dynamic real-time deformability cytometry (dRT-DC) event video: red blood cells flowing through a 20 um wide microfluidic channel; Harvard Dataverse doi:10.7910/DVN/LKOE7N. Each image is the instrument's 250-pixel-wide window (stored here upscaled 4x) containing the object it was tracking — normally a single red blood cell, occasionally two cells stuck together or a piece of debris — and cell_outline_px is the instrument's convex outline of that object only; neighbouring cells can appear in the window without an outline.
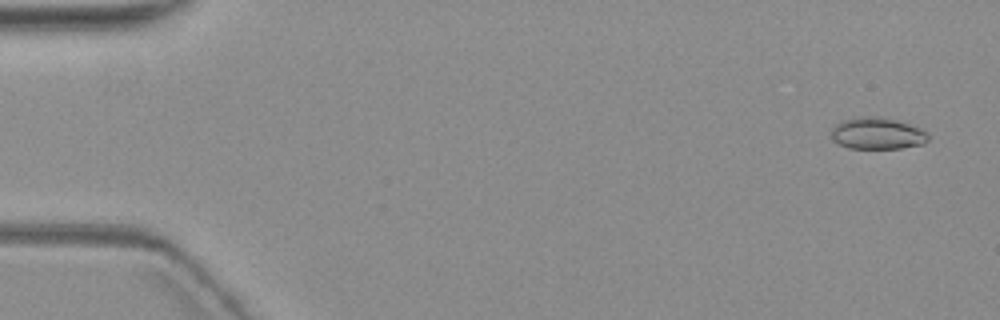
{"species": "common noctule bat (a hibernating species)", "species_latin": "Nyctalus noctula", "temperature_condition": "warm", "stored_images_in_passage": 5, "camera_frame_rate_fps": 3000, "um_per_image_px": 0.085, "animal": {"sex": "female", "body_mass_g": 19.3, "forearm_length_mm": 54.1}, "frame": {"image": 1, "passage_image": 1, "time_ms": 0.0, "image_size_px": [1000, 320], "cell_outline_px": [[928, 140], [924, 144], [900, 148], [848, 148], [832, 140], [832, 128], [840, 120], [860, 116], [876, 116], [896, 120], [920, 128], [928, 132]], "centroid_in_image_um": [74.56, 11.33], "position_along_channel_um": 10.4, "area_um2": 17.98}}
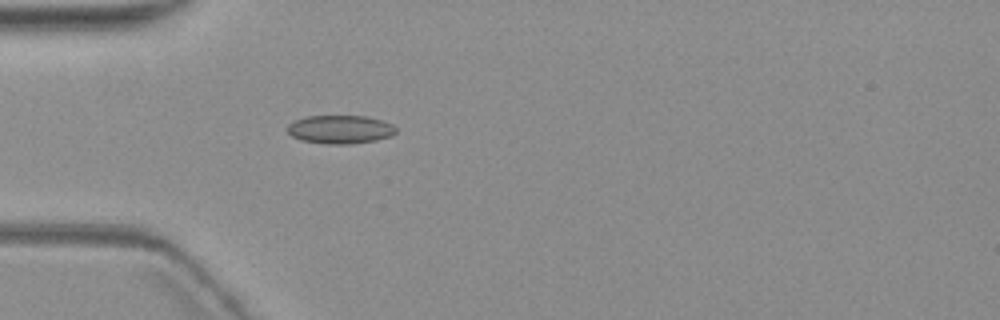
{"frame": {"image": 2, "passage_image": 5, "time_ms": 5.0, "image_size_px": [1000, 320], "cell_outline_px": [[396, 132], [392, 136], [376, 140], [348, 144], [324, 144], [300, 140], [292, 136], [288, 132], [288, 124], [296, 120], [308, 116], [368, 116], [392, 124], [396, 128]], "centroid_in_image_um": [28.92, 11.0], "position_along_channel_um": 56.1, "area_um2": 17.98}}